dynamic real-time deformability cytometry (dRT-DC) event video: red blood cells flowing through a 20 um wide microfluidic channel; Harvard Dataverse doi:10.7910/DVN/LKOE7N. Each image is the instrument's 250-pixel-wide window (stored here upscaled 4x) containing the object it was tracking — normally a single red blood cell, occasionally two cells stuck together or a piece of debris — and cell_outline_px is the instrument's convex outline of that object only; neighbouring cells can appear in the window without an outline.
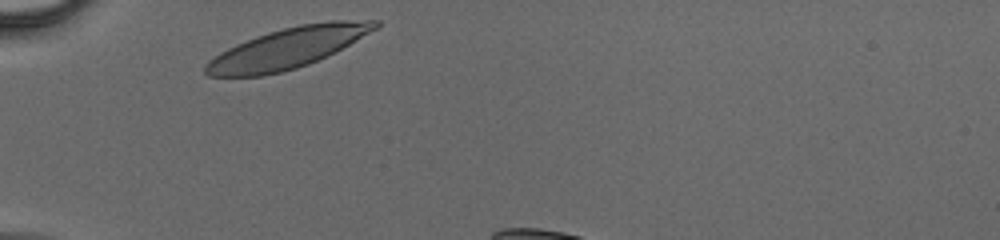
{"species": "human", "species_latin": "Homo sapiens", "temperature_condition": "cold", "stored_images_in_passage": 25, "camera_frame_rate_fps": 3000, "um_per_image_px": 0.085, "donor": {"sex": "male"}, "frame": {"image": 1, "passage_image": 1, "time_ms": 0.0, "image_size_px": [1000, 240], "cell_outline_px": [[380, 24], [376, 28], [348, 44], [308, 64], [296, 68], [264, 76], [208, 76], [204, 72], [204, 64], [208, 60], [220, 52], [236, 44], [256, 36], [268, 32], [300, 24], [332, 20], [380, 20]], "centroid_in_image_um": [24.38, 4.09], "position_along_channel_um": 60.6, "area_um2": 39.48}}
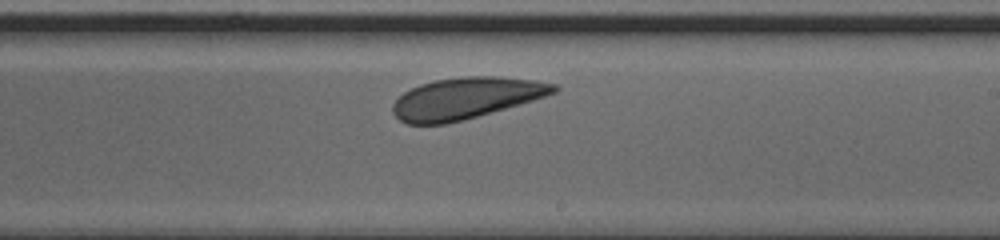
{"frame": {"image": 2, "passage_image": 15, "time_ms": 4.667, "image_size_px": [1000, 240], "cell_outline_px": [[560, 88], [556, 92], [520, 104], [464, 120], [448, 124], [408, 124], [400, 120], [392, 112], [392, 104], [404, 92], [420, 84], [436, 80], [464, 76], [500, 76], [532, 80], [556, 84]], "centroid_in_image_um": [39.59, 8.35], "position_along_channel_um": 249.4, "area_um2": 38.67}}
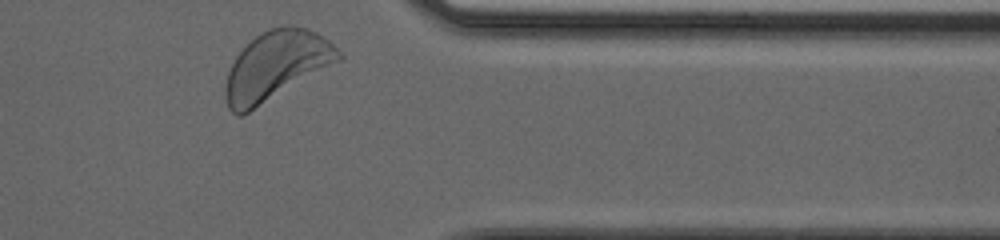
{"frame": {"image": 3, "passage_image": 25, "time_ms": 8.0, "image_size_px": [1000, 240], "cell_outline_px": [[344, 56], [340, 60], [248, 112], [240, 116], [236, 116], [228, 108], [224, 92], [224, 84], [228, 72], [236, 56], [256, 36], [272, 28], [288, 24], [308, 28], [316, 32], [328, 40]], "centroid_in_image_um": [23.45, 5.58], "position_along_channel_um": 387.9, "area_um2": 44.68}}